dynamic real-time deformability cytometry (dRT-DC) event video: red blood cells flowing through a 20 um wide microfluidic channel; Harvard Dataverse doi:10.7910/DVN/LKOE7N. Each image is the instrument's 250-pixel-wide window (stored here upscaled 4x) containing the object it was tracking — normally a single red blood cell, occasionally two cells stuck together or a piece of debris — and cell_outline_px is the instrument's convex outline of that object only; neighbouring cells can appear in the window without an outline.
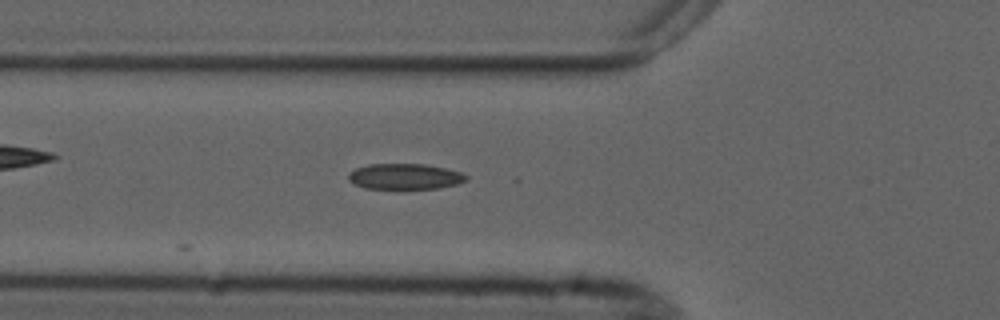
{"species": "common noctule bat (a hibernating species)", "species_latin": "Nyctalus noctula", "temperature_condition": "cold", "stored_images_in_passage": 6, "camera_frame_rate_fps": 3000, "um_per_image_px": 0.085, "animal": {"sex": "male", "forearm_length_mm": 52.5}, "frame": {"image": 1, "passage_image": 6, "time_ms": 5.667, "image_size_px": [1000, 320], "cell_outline_px": [[468, 180], [456, 184], [440, 188], [396, 192], [364, 188], [348, 180], [348, 172], [356, 168], [368, 164], [424, 164], [444, 168], [460, 172], [468, 176]], "centroid_in_image_um": [34.38, 15.06], "position_along_channel_um": 91.4, "area_um2": 18.61}}